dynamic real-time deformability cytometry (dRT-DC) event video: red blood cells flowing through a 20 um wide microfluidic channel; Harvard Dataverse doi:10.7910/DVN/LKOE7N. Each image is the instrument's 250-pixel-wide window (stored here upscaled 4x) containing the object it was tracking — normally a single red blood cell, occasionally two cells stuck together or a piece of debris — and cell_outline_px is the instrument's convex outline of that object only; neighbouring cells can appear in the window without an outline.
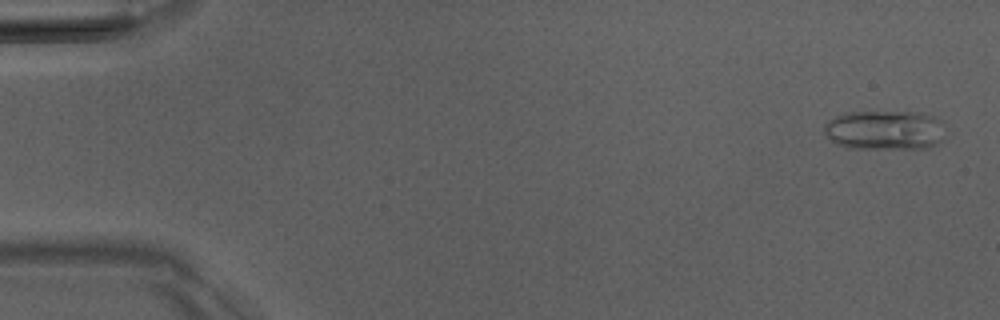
{"species": "Egyptian fruit bat (a non-hibernating species)", "species_latin": "Rousettus aegyptiacus", "temperature_condition": "room temperature", "stored_images_in_passage": 6, "camera_frame_rate_fps": 3000, "um_per_image_px": 0.085, "animal": {"sex": "male"}, "frame": {"image": 1, "passage_image": 1, "time_ms": 0.0, "image_size_px": [1000, 320], "cell_outline_px": [[944, 136], [936, 144], [928, 148], [848, 148], [824, 136], [824, 124], [828, 120], [844, 112], [924, 112], [940, 120]], "centroid_in_image_um": [75.18, 11.05], "position_along_channel_um": 9.8, "area_um2": 27.92}}